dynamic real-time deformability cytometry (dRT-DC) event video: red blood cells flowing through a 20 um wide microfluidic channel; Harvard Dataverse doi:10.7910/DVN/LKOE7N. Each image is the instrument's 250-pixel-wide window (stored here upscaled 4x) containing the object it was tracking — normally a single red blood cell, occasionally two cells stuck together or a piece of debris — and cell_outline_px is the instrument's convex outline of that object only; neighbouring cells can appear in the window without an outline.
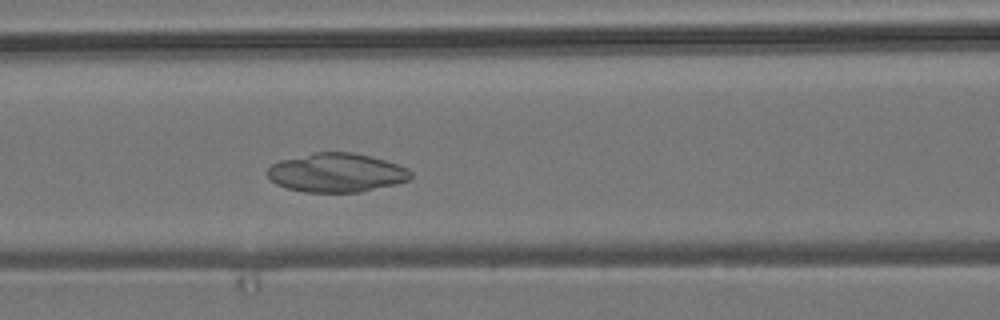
{"species": "common noctule bat (a hibernating species)", "species_latin": "Nyctalus noctula", "temperature_condition": "room temperature", "stored_images_in_passage": 44, "camera_frame_rate_fps": 3000, "um_per_image_px": 0.085, "animal": {"sex": "male", "body_mass_g": 19.2, "forearm_length_mm": 51.8}, "frame": {"image": 1, "passage_image": 13, "time_ms": 4.0, "image_size_px": [1000, 320], "cell_outline_px": [[412, 176], [408, 180], [396, 184], [360, 192], [304, 192], [288, 188], [276, 184], [268, 176], [268, 168], [272, 164], [280, 160], [316, 152], [352, 152], [372, 156], [408, 168], [412, 172]], "centroid_in_image_um": [28.62, 14.68], "position_along_channel_um": 138.0, "area_um2": 32.43}}
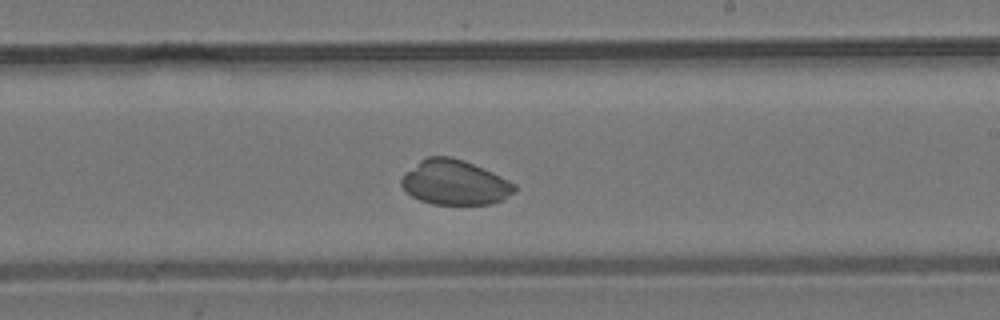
{"frame": {"image": 2, "passage_image": 22, "time_ms": 7.0, "image_size_px": [1000, 320], "cell_outline_px": [[516, 192], [492, 204], [432, 204], [420, 200], [412, 196], [400, 184], [400, 176], [404, 172], [420, 160], [428, 156], [452, 156], [464, 160], [492, 172], [516, 184]], "centroid_in_image_um": [38.63, 15.5], "position_along_channel_um": 250.4, "area_um2": 29.65}}
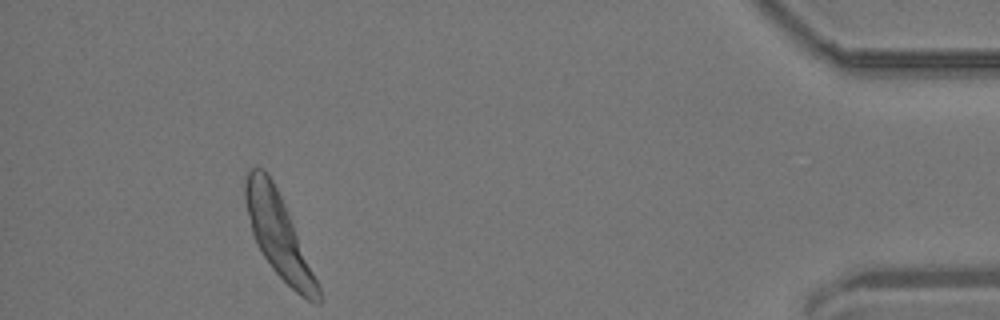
{"frame": {"image": 3, "passage_image": 40, "time_ms": 13.0, "image_size_px": [1000, 320], "cell_outline_px": [[320, 304], [312, 304], [300, 296], [272, 268], [256, 244], [252, 232], [244, 200], [244, 176], [252, 168], [264, 168], [272, 180], [284, 204], [320, 288]], "centroid_in_image_um": [23.64, 19.98], "position_along_channel_um": 411.6, "area_um2": 34.39}}